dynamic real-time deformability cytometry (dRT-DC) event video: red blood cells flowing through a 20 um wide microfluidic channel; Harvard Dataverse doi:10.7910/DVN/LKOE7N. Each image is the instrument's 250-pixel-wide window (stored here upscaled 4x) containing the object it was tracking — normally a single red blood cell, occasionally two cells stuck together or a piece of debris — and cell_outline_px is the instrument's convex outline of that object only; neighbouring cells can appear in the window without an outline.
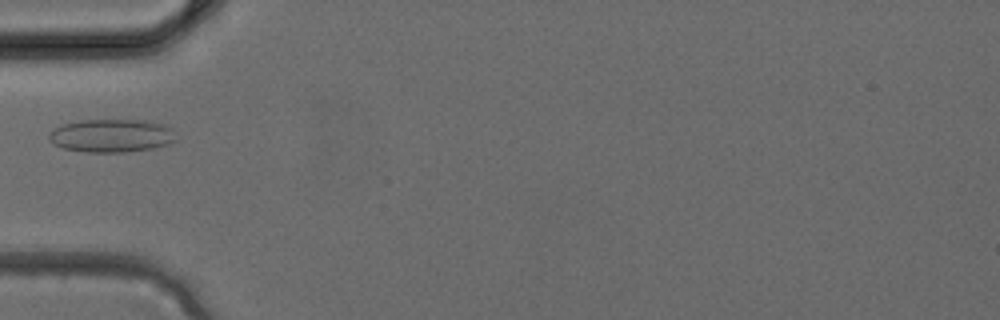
{"species": "common noctule bat (a hibernating species)", "species_latin": "Nyctalus noctula", "temperature_condition": "cold", "stored_images_in_passage": 3, "camera_frame_rate_fps": 3000, "um_per_image_px": 0.085, "animal": {"sex": "female", "body_mass_g": 24.6, "forearm_length_mm": 56.2}, "frame": {"image": 1, "passage_image": 3, "time_ms": 0.667, "image_size_px": [1000, 320], "cell_outline_px": [[176, 140], [168, 144], [152, 148], [124, 152], [88, 152], [64, 148], [48, 140], [48, 136], [56, 128], [64, 124], [80, 120], [144, 120], [164, 124], [172, 128]], "centroid_in_image_um": [9.51, 11.52], "position_along_channel_um": 75.5, "area_um2": 24.33}}